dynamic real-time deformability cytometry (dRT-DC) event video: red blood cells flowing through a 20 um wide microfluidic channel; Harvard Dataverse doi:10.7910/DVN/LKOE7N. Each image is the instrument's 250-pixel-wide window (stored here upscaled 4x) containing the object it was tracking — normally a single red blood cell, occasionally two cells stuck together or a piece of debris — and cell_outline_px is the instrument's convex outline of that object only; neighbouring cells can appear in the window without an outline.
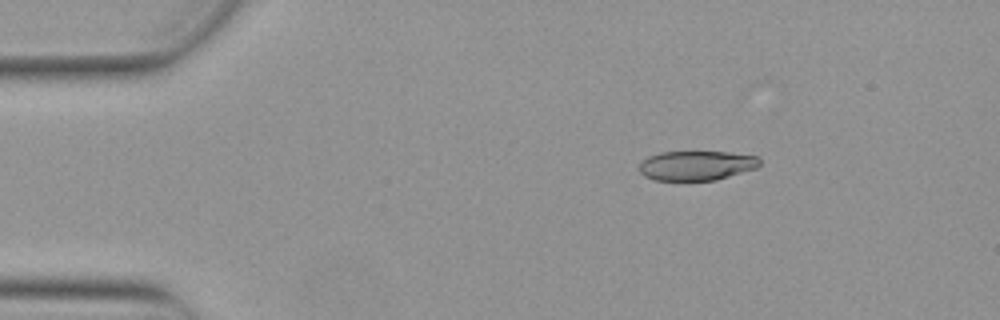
{"species": "Egyptian fruit bat (a non-hibernating species)", "species_latin": "Rousettus aegyptiacus", "temperature_condition": "warm", "stored_images_in_passage": 39, "camera_frame_rate_fps": 3000, "um_per_image_px": 0.085, "animal": {"sex": "female"}, "frame": {"image": 1, "passage_image": 1, "time_ms": 0.0, "image_size_px": [1000, 320], "cell_outline_px": [[760, 164], [756, 168], [716, 180], [688, 184], [656, 180], [644, 176], [640, 172], [640, 164], [648, 156], [660, 152], [728, 152], [756, 156], [760, 160]], "centroid_in_image_um": [59.17, 14.12], "position_along_channel_um": 25.8, "area_um2": 21.44}}
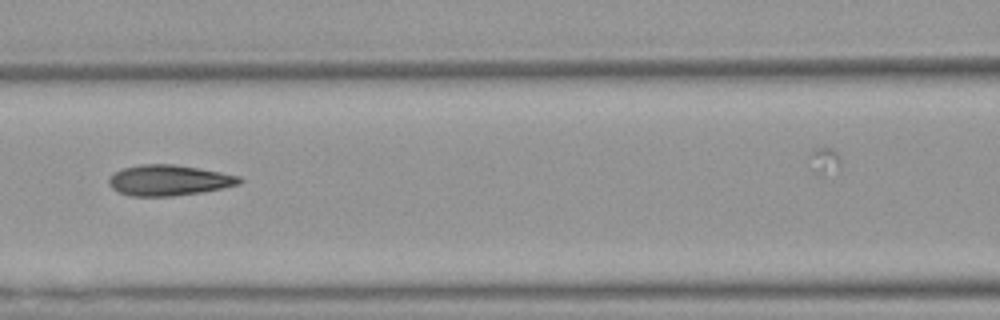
{"frame": {"image": 2, "passage_image": 16, "time_ms": 5.0, "image_size_px": [1000, 320], "cell_outline_px": [[244, 180], [240, 184], [200, 192], [172, 196], [132, 196], [120, 192], [112, 188], [108, 184], [108, 180], [116, 172], [124, 168], [140, 164], [176, 164], [220, 172], [240, 176]], "centroid_in_image_um": [14.37, 15.32], "position_along_channel_um": 152.2, "area_um2": 23.12}}
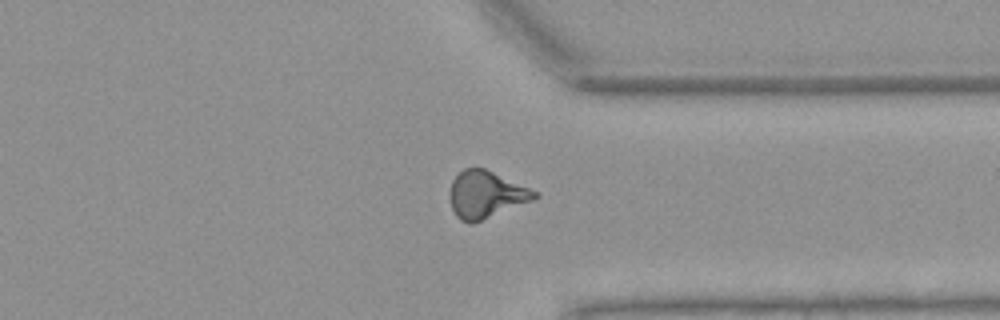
{"frame": {"image": 3, "passage_image": 33, "time_ms": 10.667, "image_size_px": [1000, 320], "cell_outline_px": [[540, 196], [532, 200], [472, 224], [460, 220], [456, 216], [452, 208], [448, 196], [448, 192], [452, 180], [464, 168], [484, 168], [528, 188], [536, 192]], "centroid_in_image_um": [41.24, 16.55], "position_along_channel_um": 370.2, "area_um2": 22.95}}